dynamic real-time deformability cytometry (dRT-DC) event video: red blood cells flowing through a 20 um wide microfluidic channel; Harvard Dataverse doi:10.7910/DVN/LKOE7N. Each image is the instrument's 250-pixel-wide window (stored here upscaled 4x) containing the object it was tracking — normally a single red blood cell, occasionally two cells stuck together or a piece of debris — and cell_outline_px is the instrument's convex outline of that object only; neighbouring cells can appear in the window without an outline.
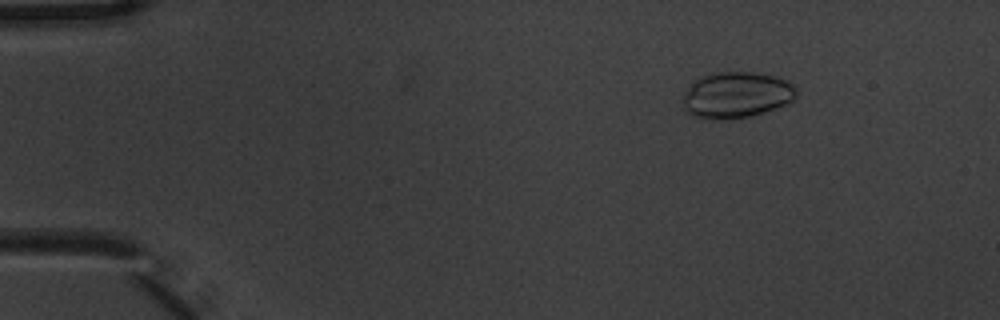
{"species": "common noctule bat (a hibernating species)", "species_latin": "Nyctalus noctula", "temperature_condition": "warm", "stored_images_in_passage": 3, "camera_frame_rate_fps": 3000, "um_per_image_px": 0.085, "animal": {"sex": "male", "body_mass_g": 20.1, "forearm_length_mm": 53.5}, "frame": {"image": 1, "passage_image": 1, "time_ms": 0.0, "image_size_px": [1000, 320], "cell_outline_px": [[796, 96], [788, 104], [764, 112], [748, 116], [724, 120], [708, 120], [692, 116], [684, 108], [684, 96], [688, 88], [700, 76], [716, 72], [756, 72], [780, 76], [788, 80], [796, 88]], "centroid_in_image_um": [62.63, 8.07], "position_along_channel_um": 22.4, "area_um2": 30.81}}